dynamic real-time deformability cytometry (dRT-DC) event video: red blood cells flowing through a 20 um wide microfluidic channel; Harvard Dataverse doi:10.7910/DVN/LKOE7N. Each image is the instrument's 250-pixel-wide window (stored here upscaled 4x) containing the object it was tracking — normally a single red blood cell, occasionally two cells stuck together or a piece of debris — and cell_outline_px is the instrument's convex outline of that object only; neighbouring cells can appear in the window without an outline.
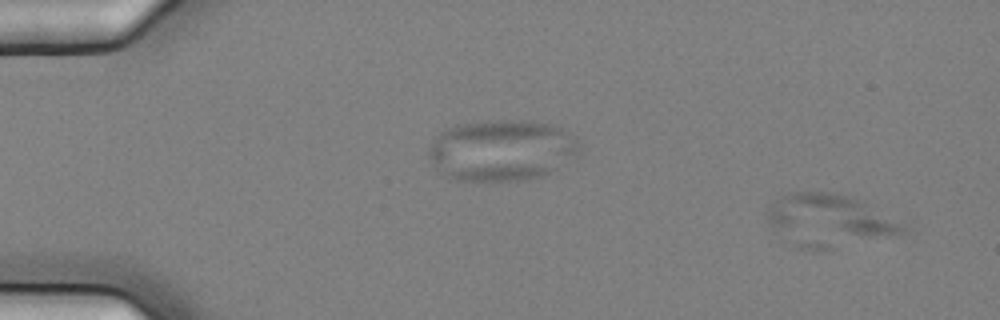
{"species": "common noctule bat (a hibernating species)", "species_latin": "Nyctalus noctula", "temperature_condition": "cold", "stored_images_in_passage": 6, "camera_frame_rate_fps": 3000, "um_per_image_px": 0.085, "animal": {"sex": "female", "body_mass_g": 25.1}, "frame": {"image": 1, "passage_image": 3, "time_ms": 0.667, "image_size_px": [1000, 320], "cell_outline_px": [[908, 228], [904, 232], [852, 232], [768, 224], [768, 212], [772, 204], [780, 196], [788, 192], [828, 192], [852, 196]], "centroid_in_image_um": [70.52, 18.14], "position_along_channel_um": 14.5, "area_um2": 28.5}}